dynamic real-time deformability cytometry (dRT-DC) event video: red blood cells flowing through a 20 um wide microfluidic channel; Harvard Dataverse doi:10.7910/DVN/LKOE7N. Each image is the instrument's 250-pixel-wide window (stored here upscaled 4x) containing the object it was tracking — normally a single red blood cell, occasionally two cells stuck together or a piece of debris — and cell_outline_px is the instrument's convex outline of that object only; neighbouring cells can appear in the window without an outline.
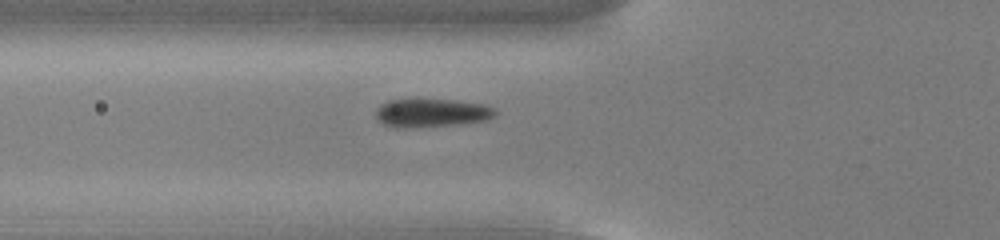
{"species": "common noctule bat (a hibernating species)", "species_latin": "Nyctalus noctula", "temperature_condition": "cold", "stored_images_in_passage": 37, "camera_frame_rate_fps": 3000, "um_per_image_px": 0.085, "animal": {"sex": "male", "body_mass_g": 13.0, "forearm_length_mm": 53.1}, "frame": {"image": 1, "passage_image": 2, "time_ms": 0.333, "image_size_px": [1000, 240], "cell_outline_px": [[496, 116], [488, 120], [456, 124], [412, 128], [404, 128], [384, 124], [376, 116], [376, 108], [380, 104], [388, 100], [456, 100], [484, 104], [496, 108]], "centroid_in_image_um": [36.73, 9.59], "position_along_channel_um": 89.1, "area_um2": 19.71}}
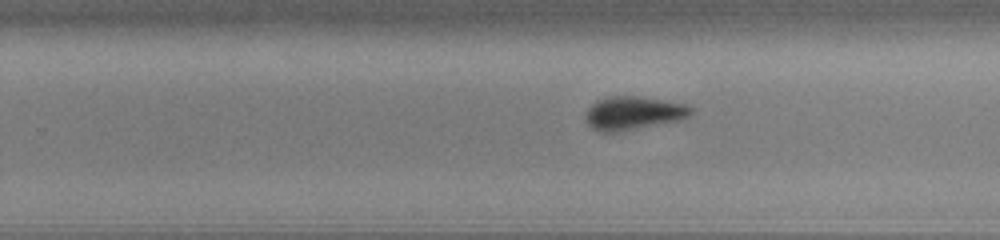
{"frame": {"image": 2, "passage_image": 17, "time_ms": 5.333, "image_size_px": [1000, 240], "cell_outline_px": [[692, 112], [688, 116], [680, 120], [620, 132], [600, 132], [592, 128], [588, 124], [584, 116], [588, 108], [596, 100], [608, 96], [636, 96], [684, 104], [692, 108]], "centroid_in_image_um": [53.78, 9.62], "position_along_channel_um": 276.0, "area_um2": 20.46}}
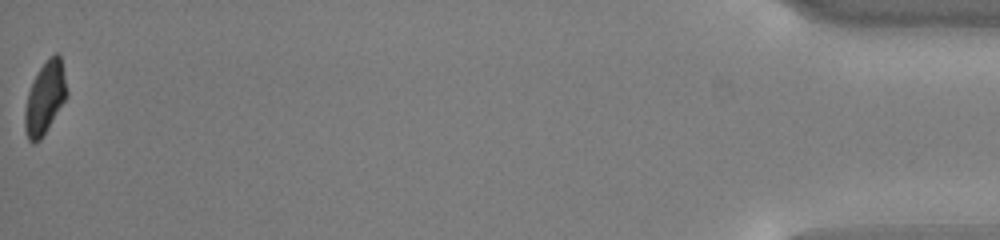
{"frame": {"image": 3, "passage_image": 37, "time_ms": 12.0, "image_size_px": [1000, 240], "cell_outline_px": [[68, 92], [64, 100], [40, 140], [36, 144], [32, 144], [28, 140], [24, 128], [24, 112], [28, 92], [40, 68], [48, 56], [56, 52], [60, 56]], "centroid_in_image_um": [3.8, 8.33], "position_along_channel_um": 431.4, "area_um2": 17.4}}